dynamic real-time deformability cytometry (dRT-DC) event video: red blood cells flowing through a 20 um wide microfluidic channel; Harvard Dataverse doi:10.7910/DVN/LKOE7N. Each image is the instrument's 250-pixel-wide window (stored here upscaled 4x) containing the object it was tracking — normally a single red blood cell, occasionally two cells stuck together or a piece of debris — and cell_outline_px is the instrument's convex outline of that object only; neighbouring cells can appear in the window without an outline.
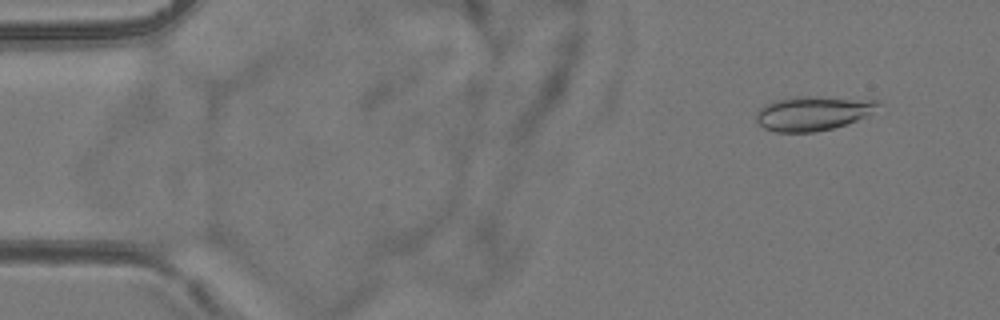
{"species": "common noctule bat (a hibernating species)", "species_latin": "Nyctalus noctula", "temperature_condition": "room temperature", "stored_images_in_passage": 5, "camera_frame_rate_fps": 3000, "um_per_image_px": 0.085, "animal": {"sex": "female", "body_mass_g": 24.6, "forearm_length_mm": 56.2}, "frame": {"image": 1, "passage_image": 2, "time_ms": 1.333, "image_size_px": [1000, 320], "cell_outline_px": [[880, 104], [868, 116], [832, 128], [816, 132], [776, 132], [764, 128], [756, 120], [756, 112], [764, 104], [772, 100], [792, 96], [816, 96], [880, 100]], "centroid_in_image_um": [69.06, 9.61], "position_along_channel_um": 15.9, "area_um2": 24.62}}